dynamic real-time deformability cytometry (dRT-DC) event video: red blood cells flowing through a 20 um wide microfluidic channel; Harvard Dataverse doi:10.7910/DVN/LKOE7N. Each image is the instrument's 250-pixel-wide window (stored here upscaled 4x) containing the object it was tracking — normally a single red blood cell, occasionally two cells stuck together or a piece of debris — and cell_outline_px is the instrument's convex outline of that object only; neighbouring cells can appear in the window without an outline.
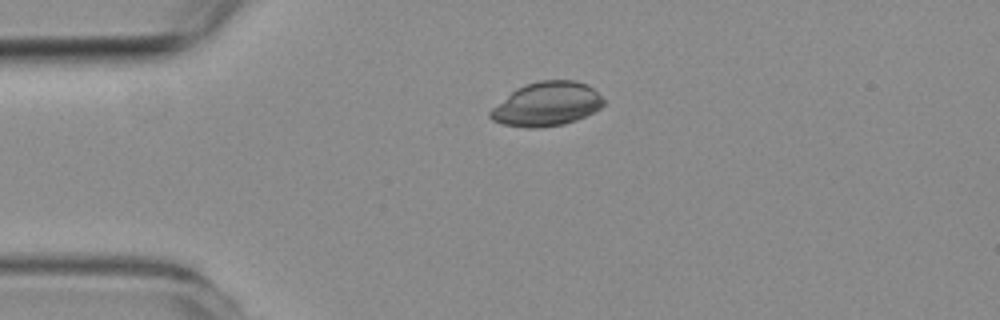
{"species": "common noctule bat (a hibernating species)", "species_latin": "Nyctalus noctula", "temperature_condition": "room temperature", "stored_images_in_passage": 17, "camera_frame_rate_fps": 3000, "um_per_image_px": 0.085, "animal": {"sex": "female", "body_mass_g": 19.3, "forearm_length_mm": 54.1}, "frame": {"image": 1, "passage_image": 1, "time_ms": 0.0, "image_size_px": [1000, 320], "cell_outline_px": [[604, 104], [600, 108], [576, 120], [564, 124], [540, 128], [528, 128], [504, 124], [492, 120], [488, 116], [488, 112], [492, 108], [516, 88], [524, 84], [540, 80], [576, 80], [588, 84], [604, 100]], "centroid_in_image_um": [46.46, 8.84], "position_along_channel_um": 38.5, "area_um2": 29.02}}
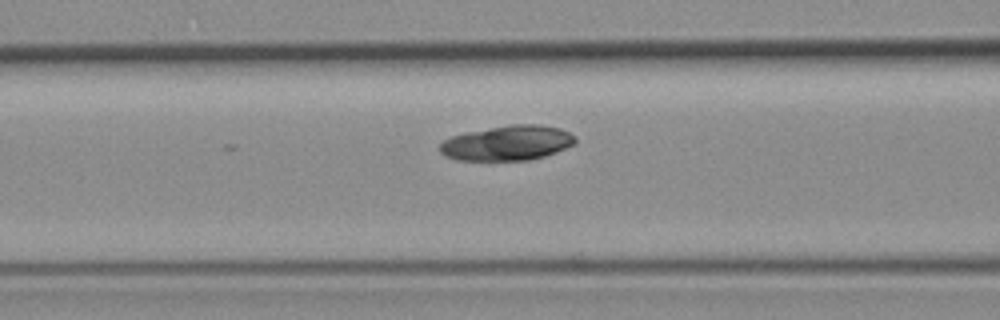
{"frame": {"image": 2, "passage_image": 10, "time_ms": 3.0, "image_size_px": [1000, 320], "cell_outline_px": [[576, 140], [572, 144], [556, 152], [544, 156], [528, 160], [456, 160], [444, 156], [440, 152], [440, 144], [444, 140], [452, 136], [464, 132], [512, 124], [536, 124], [560, 128], [576, 136]], "centroid_in_image_um": [43.1, 12.15], "position_along_channel_um": 123.5, "area_um2": 27.51}}
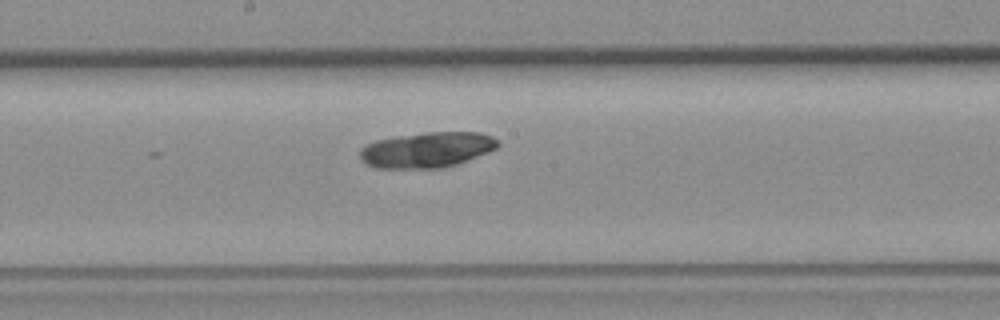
{"frame": {"image": 3, "passage_image": 17, "time_ms": 5.333, "image_size_px": [1000, 320], "cell_outline_px": [[500, 144], [496, 148], [488, 152], [456, 164], [444, 168], [376, 168], [360, 160], [360, 148], [376, 140], [400, 136], [428, 132], [480, 132], [492, 136], [500, 140]], "centroid_in_image_um": [36.31, 12.73], "position_along_channel_um": 211.9, "area_um2": 28.44}}